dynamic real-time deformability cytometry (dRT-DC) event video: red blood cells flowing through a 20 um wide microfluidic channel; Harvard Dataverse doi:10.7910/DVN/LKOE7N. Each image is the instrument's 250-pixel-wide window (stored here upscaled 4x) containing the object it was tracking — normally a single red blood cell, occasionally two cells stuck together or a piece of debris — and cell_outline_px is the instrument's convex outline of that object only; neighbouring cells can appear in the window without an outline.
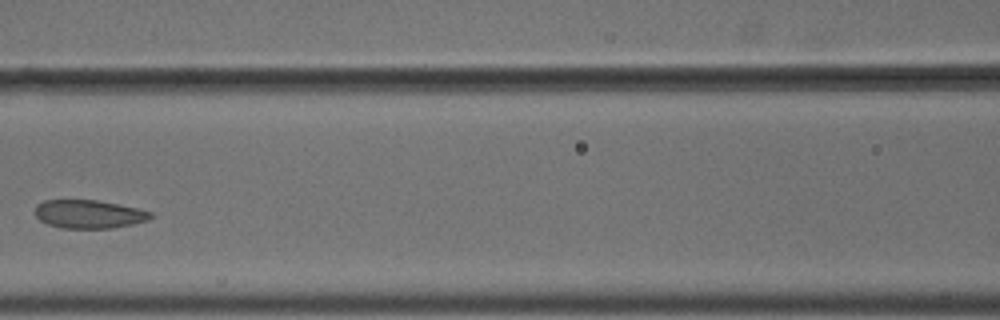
{"species": "common noctule bat (a hibernating species)", "species_latin": "Nyctalus noctula", "temperature_condition": "cold", "stored_images_in_passage": 4, "camera_frame_rate_fps": 3000, "um_per_image_px": 0.085, "animal": {"sex": "male", "body_mass_g": 18.8}, "frame": {"image": 1, "passage_image": 4, "time_ms": 1.0, "image_size_px": [1000, 320], "cell_outline_px": [[152, 216], [148, 220], [132, 224], [112, 228], [60, 228], [48, 224], [40, 220], [36, 216], [36, 204], [44, 200], [96, 200], [136, 208], [152, 212]], "centroid_in_image_um": [7.53, 18.2], "position_along_channel_um": 159.1, "area_um2": 18.96}}